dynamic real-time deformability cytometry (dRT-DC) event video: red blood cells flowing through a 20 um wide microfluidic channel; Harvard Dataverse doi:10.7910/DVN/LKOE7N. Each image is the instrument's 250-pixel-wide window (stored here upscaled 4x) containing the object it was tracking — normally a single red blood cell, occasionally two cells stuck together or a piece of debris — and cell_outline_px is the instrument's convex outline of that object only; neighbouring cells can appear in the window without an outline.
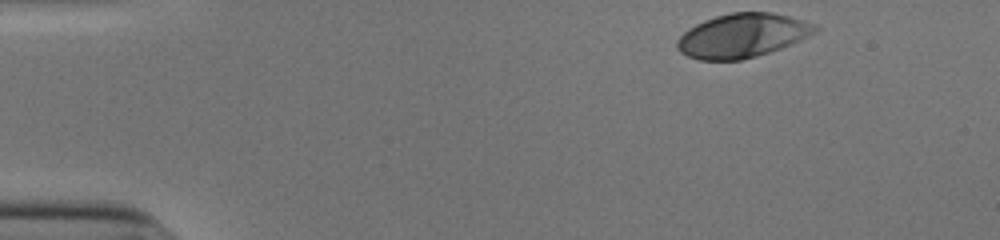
{"species": "human", "species_latin": "Homo sapiens", "temperature_condition": "cold", "stored_images_in_passage": 37, "camera_frame_rate_fps": 3000, "um_per_image_px": 0.085, "donor": {"sex": "male"}, "frame": {"image": 1, "passage_image": 1, "time_ms": 0.0, "image_size_px": [1000, 240], "cell_outline_px": [[820, 28], [816, 32], [792, 44], [756, 56], [740, 60], [700, 60], [688, 56], [680, 52], [676, 48], [676, 40], [688, 28], [704, 20], [716, 16], [732, 12], [772, 12], [804, 20], [816, 24]], "centroid_in_image_um": [63.1, 3.02], "position_along_channel_um": 21.9, "area_um2": 35.37}}
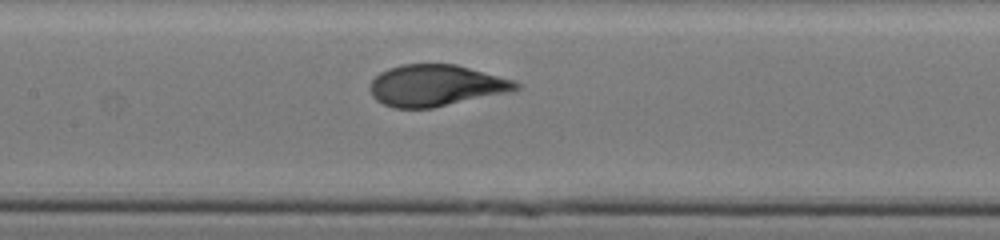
{"frame": {"image": 2, "passage_image": 20, "time_ms": 6.333, "image_size_px": [1000, 240], "cell_outline_px": [[520, 88], [512, 92], [432, 108], [396, 108], [384, 104], [376, 100], [372, 96], [368, 88], [372, 80], [380, 72], [388, 68], [404, 64], [456, 64], [516, 80], [520, 84]], "centroid_in_image_um": [37.08, 7.27], "position_along_channel_um": 170.3, "area_um2": 35.55}}
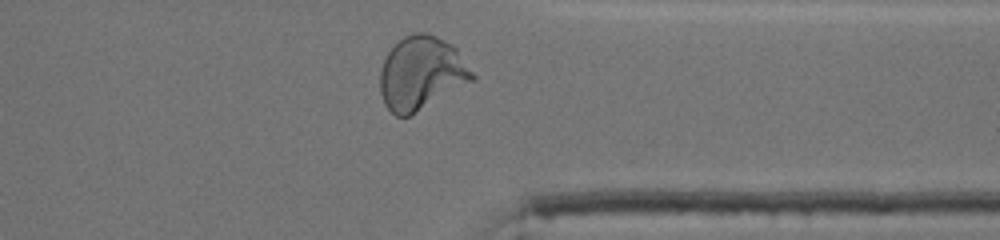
{"frame": {"image": 3, "passage_image": 36, "time_ms": 11.667, "image_size_px": [1000, 240], "cell_outline_px": [[476, 76], [472, 80], [408, 116], [396, 116], [384, 104], [380, 92], [380, 72], [384, 60], [388, 52], [404, 36], [416, 32], [424, 32], [436, 36], [452, 44], [456, 48]], "centroid_in_image_um": [35.79, 6.2], "position_along_channel_um": 375.6, "area_um2": 38.73}, "authors_computed_cell_mechanics": {"area_um2": 35.547, "velocity_mm_per_s": 3.9012, "shape_relaxation_time_tau1_ms": 4.5115, "shape_relaxation_time_tau2_ms": null, "deformation_change_tau1": 0.2185, "deformation_change_tau2": null}}